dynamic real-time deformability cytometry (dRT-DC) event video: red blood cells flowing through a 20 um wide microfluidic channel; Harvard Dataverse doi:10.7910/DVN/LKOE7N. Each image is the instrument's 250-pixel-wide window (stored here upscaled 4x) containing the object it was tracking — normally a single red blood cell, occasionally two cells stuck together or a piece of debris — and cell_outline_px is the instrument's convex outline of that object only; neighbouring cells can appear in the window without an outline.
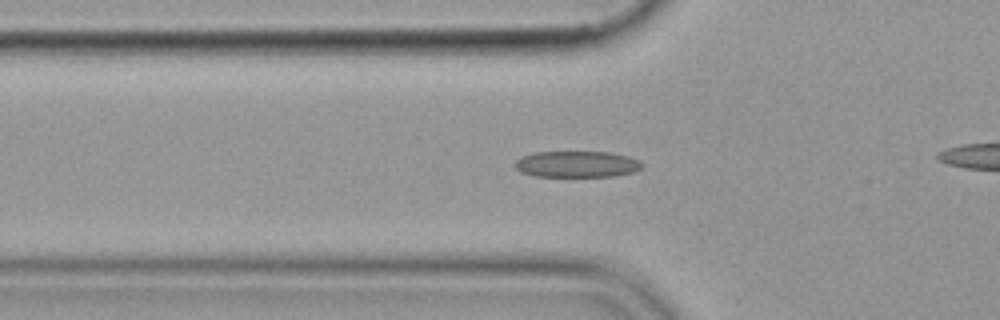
{"species": "common noctule bat (a hibernating species)", "species_latin": "Nyctalus noctula", "temperature_condition": "cold", "stored_images_in_passage": 42, "camera_frame_rate_fps": 3000, "um_per_image_px": 0.085, "animal": {"sex": "female", "body_mass_g": 19.9}, "frame": {"image": 1, "passage_image": 12, "time_ms": 3.667, "image_size_px": [1000, 320], "cell_outline_px": [[644, 164], [636, 172], [612, 176], [536, 176], [520, 172], [512, 164], [520, 156], [536, 152], [608, 152], [628, 156], [640, 160]], "centroid_in_image_um": [49.02, 13.95], "position_along_channel_um": 76.8, "area_um2": 19.59}}
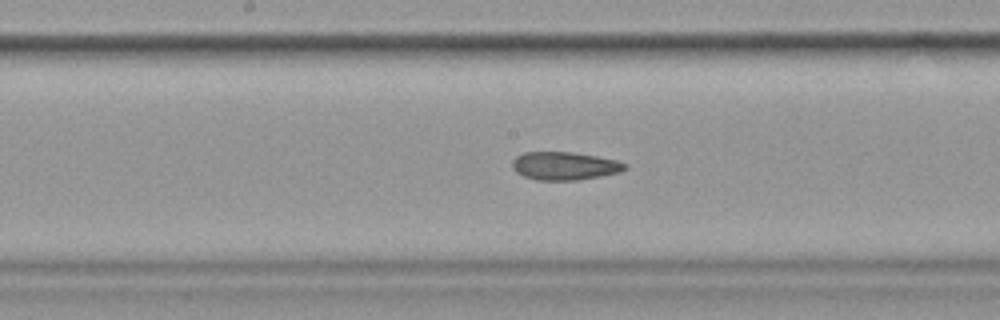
{"frame": {"image": 2, "passage_image": 22, "time_ms": 7.0, "image_size_px": [1000, 320], "cell_outline_px": [[628, 168], [620, 172], [600, 176], [576, 180], [536, 180], [524, 176], [516, 172], [512, 168], [512, 160], [516, 156], [524, 152], [572, 152], [596, 156], [616, 160], [628, 164]], "centroid_in_image_um": [47.98, 14.1], "position_along_channel_um": 200.2, "area_um2": 18.5}}
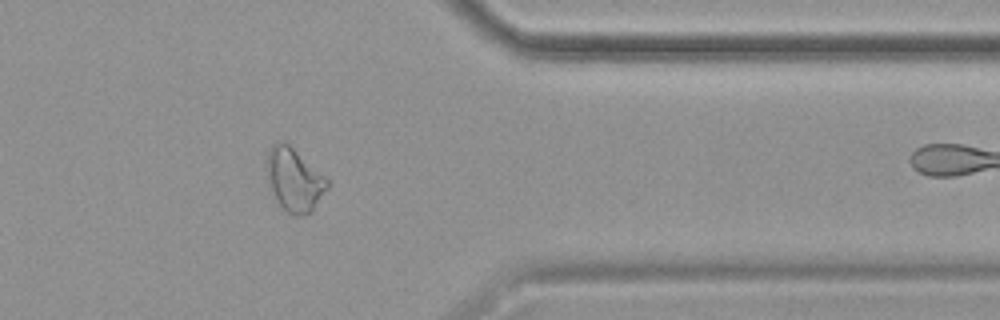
{"frame": {"image": 3, "passage_image": 38, "time_ms": 12.333, "image_size_px": [1000, 320], "cell_outline_px": [[328, 188], [312, 212], [300, 216], [296, 216], [288, 212], [280, 204], [272, 188], [264, 160], [272, 144], [288, 144], [324, 176], [328, 180]], "centroid_in_image_um": [25.03, 15.3], "position_along_channel_um": 386.4, "area_um2": 21.5}}